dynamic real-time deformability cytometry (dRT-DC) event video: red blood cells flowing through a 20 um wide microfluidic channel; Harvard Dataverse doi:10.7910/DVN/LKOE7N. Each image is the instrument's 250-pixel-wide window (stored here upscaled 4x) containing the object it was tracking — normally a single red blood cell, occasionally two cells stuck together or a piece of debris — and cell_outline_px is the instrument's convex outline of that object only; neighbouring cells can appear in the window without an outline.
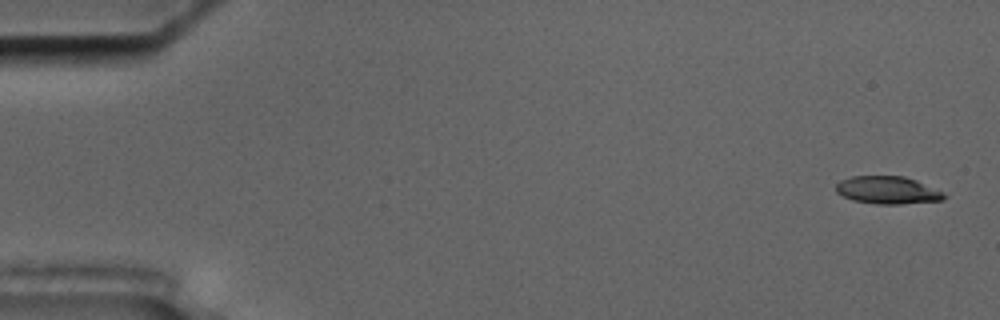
{"species": "common noctule bat (a hibernating species)", "species_latin": "Nyctalus noctula", "temperature_condition": "cold", "stored_images_in_passage": 57, "camera_frame_rate_fps": 3000, "um_per_image_px": 0.085, "animal": {"sex": "male", "body_mass_g": 17.5, "forearm_length_mm": 52.3}, "frame": {"image": 1, "passage_image": 2, "time_ms": 0.333, "image_size_px": [1000, 320], "cell_outline_px": [[948, 196], [944, 200], [900, 204], [876, 204], [852, 200], [836, 192], [836, 184], [840, 180], [852, 176], [904, 176], [916, 180]], "centroid_in_image_um": [75.41, 16.16], "position_along_channel_um": 9.6, "area_um2": 17.28}}
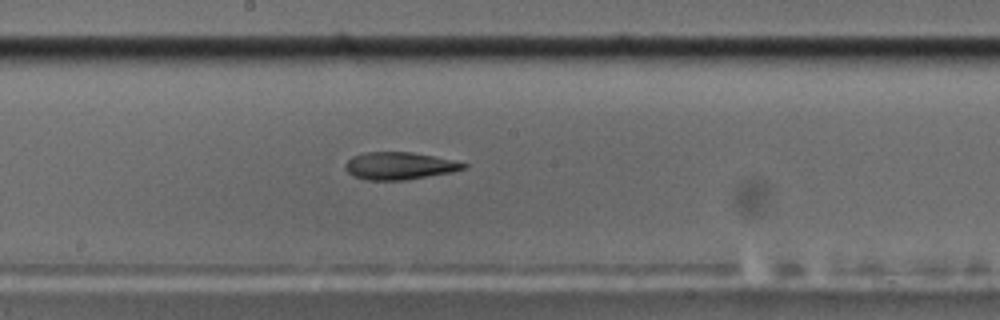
{"frame": {"image": 2, "passage_image": 31, "time_ms": 10.0, "image_size_px": [1000, 320], "cell_outline_px": [[468, 168], [452, 172], [404, 180], [368, 180], [352, 176], [344, 168], [344, 164], [352, 156], [364, 152], [412, 152], [452, 160], [468, 164]], "centroid_in_image_um": [33.92, 14.09], "position_along_channel_um": 214.3, "area_um2": 18.9}}
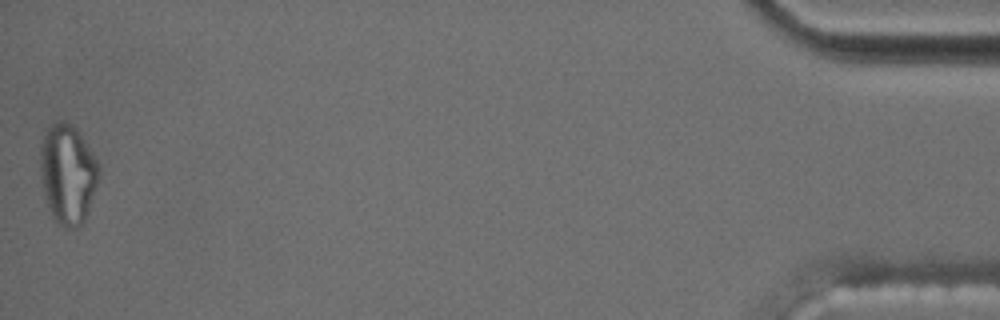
{"frame": {"image": 3, "passage_image": 57, "time_ms": 18.667, "image_size_px": [1000, 320], "cell_outline_px": [[100, 180], [88, 212], [84, 220], [76, 228], [64, 228], [52, 216], [48, 208], [44, 196], [40, 168], [40, 148], [44, 136], [48, 128], [56, 120], [64, 120], [76, 128], [80, 132], [92, 152], [100, 168]], "centroid_in_image_um": [5.78, 14.78], "position_along_channel_um": 429.4, "area_um2": 34.33}, "authors_computed_cell_mechanics": {"area_um2": 19.0162, "velocity_mm_per_s": 3.5447, "shape_relaxation_time_tau1_ms": null, "shape_relaxation_time_tau2_ms": 6.1502, "deformation_change_tau1": null, "deformation_change_tau2": 0.1374}}